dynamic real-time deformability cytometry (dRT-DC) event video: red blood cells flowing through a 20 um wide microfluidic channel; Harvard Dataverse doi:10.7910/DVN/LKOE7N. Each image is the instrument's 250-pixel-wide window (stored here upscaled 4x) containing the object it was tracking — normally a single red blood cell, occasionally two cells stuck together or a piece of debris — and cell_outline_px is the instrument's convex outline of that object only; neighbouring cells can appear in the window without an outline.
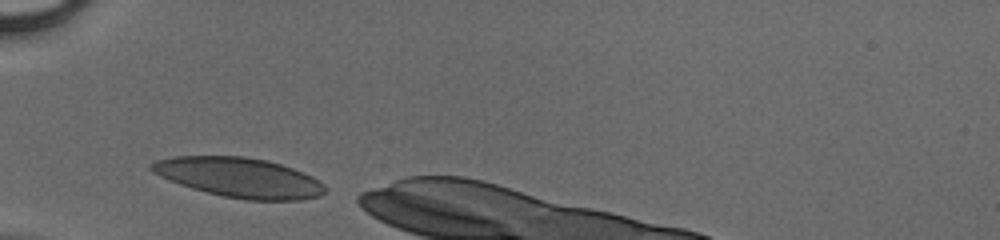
{"species": "human", "species_latin": "Homo sapiens", "temperature_condition": "cold", "stored_images_in_passage": 25, "camera_frame_rate_fps": 3000, "um_per_image_px": 0.085, "donor": {"sex": "male"}, "frame": {"image": 1, "passage_image": 1, "time_ms": 0.0, "image_size_px": [1000, 240], "cell_outline_px": [[328, 188], [320, 196], [300, 200], [244, 200], [224, 196], [192, 188], [180, 184], [160, 176], [152, 172], [148, 168], [148, 164], [156, 160], [172, 156], [244, 156], [264, 160], [280, 164], [292, 168], [312, 176], [324, 184]], "centroid_in_image_um": [20.32, 15.09], "position_along_channel_um": 64.7, "area_um2": 40.17}}
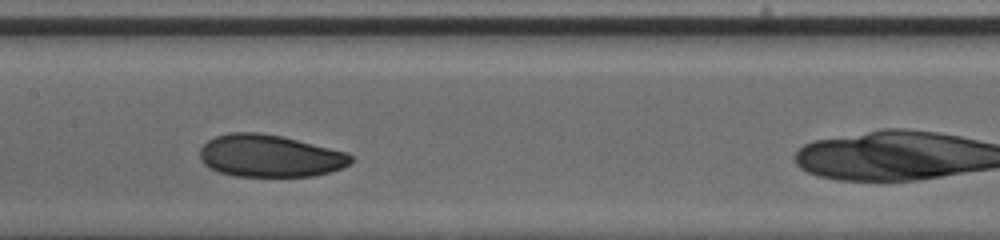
{"frame": {"image": 2, "passage_image": 10, "time_ms": 3.0, "image_size_px": [1000, 240], "cell_outline_px": [[352, 160], [344, 168], [332, 172], [312, 176], [236, 176], [220, 172], [208, 168], [200, 160], [200, 148], [208, 140], [216, 136], [232, 132], [260, 132], [284, 136], [348, 152], [352, 156]], "centroid_in_image_um": [22.95, 13.24], "position_along_channel_um": 184.5, "area_um2": 37.57}}
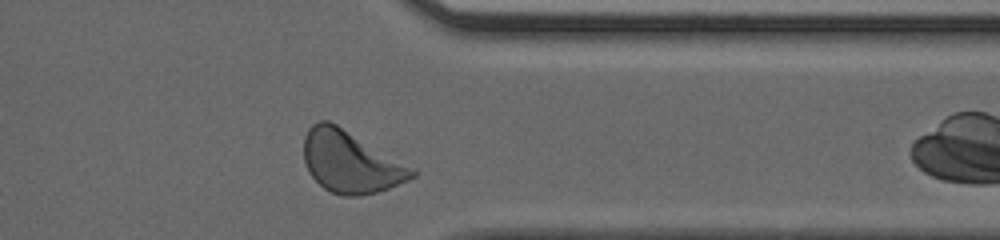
{"frame": {"image": 3, "passage_image": 24, "time_ms": 7.667, "image_size_px": [1000, 240], "cell_outline_px": [[420, 172], [416, 176], [408, 180], [388, 188], [376, 192], [360, 196], [344, 196], [332, 192], [324, 188], [312, 176], [304, 160], [304, 136], [308, 128], [312, 124], [320, 120], [328, 120], [336, 124], [416, 168]], "centroid_in_image_um": [29.83, 13.76], "position_along_channel_um": 381.6, "area_um2": 38.96}}